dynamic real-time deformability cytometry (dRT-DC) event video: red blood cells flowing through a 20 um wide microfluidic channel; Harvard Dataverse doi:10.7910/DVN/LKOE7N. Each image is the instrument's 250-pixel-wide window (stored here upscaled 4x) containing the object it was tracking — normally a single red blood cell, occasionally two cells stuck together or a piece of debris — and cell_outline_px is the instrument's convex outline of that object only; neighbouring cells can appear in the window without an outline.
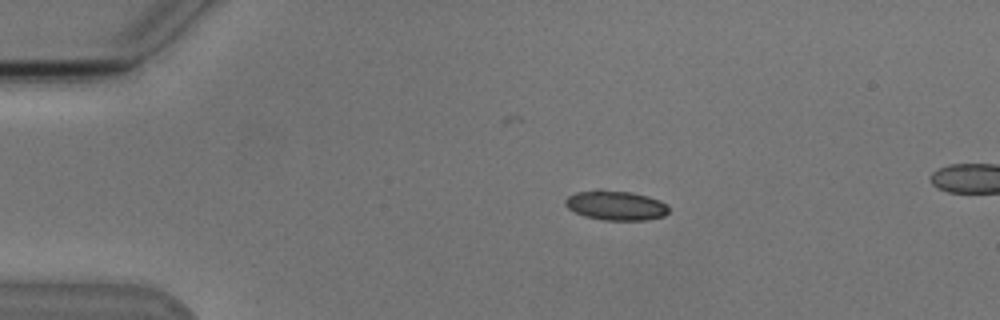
{"species": "Egyptian fruit bat (a non-hibernating species)", "species_latin": "Rousettus aegyptiacus", "temperature_condition": "cold", "stored_images_in_passage": 7, "camera_frame_rate_fps": 3000, "um_per_image_px": 0.085, "animal": {"sex": "male"}, "frame": {"image": 1, "passage_image": 2, "time_ms": 2.0, "image_size_px": [1000, 320], "cell_outline_px": [[668, 212], [664, 216], [644, 220], [600, 220], [584, 216], [568, 208], [564, 204], [564, 200], [568, 196], [576, 192], [600, 188], [632, 192], [648, 196], [660, 200], [668, 204]], "centroid_in_image_um": [52.33, 17.44], "position_along_channel_um": 32.7, "area_um2": 18.21}}
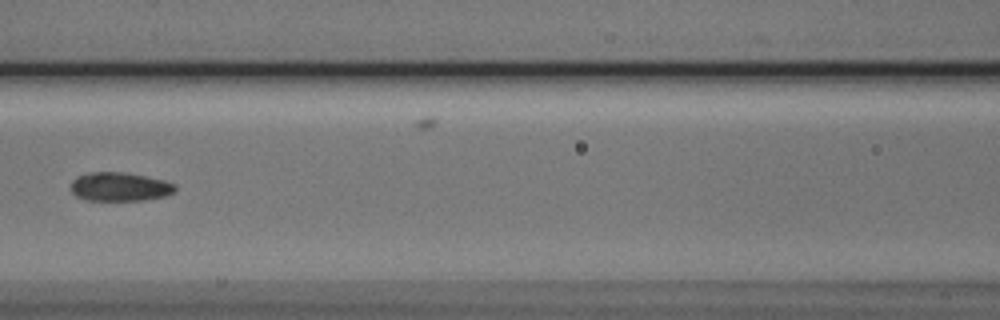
{"frame": {"image": 2, "passage_image": 6, "time_ms": 6.667, "image_size_px": [1000, 320], "cell_outline_px": [[176, 192], [164, 196], [144, 200], [84, 200], [76, 196], [72, 192], [72, 180], [76, 176], [92, 172], [124, 172], [164, 180], [176, 184]], "centroid_in_image_um": [10.19, 15.87], "position_along_channel_um": 156.4, "area_um2": 17.51}}